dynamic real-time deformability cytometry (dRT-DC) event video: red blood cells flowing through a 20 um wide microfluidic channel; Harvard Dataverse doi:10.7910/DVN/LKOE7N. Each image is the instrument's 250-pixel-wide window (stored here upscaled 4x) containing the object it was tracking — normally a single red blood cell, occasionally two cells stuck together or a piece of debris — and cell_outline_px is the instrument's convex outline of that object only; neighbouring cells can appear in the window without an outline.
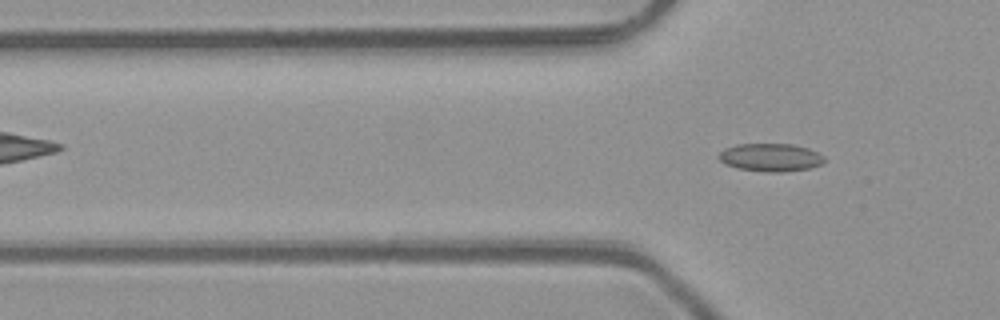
{"species": "common noctule bat (a hibernating species)", "species_latin": "Nyctalus noctula", "temperature_condition": "room temperature", "stored_images_in_passage": 6, "camera_frame_rate_fps": 3000, "um_per_image_px": 0.085, "animal": {"sex": "male", "body_mass_g": 23.1, "forearm_length_mm": 52.7}, "frame": {"image": 1, "passage_image": 6, "time_ms": 1.667, "image_size_px": [1000, 320], "cell_outline_px": [[824, 164], [808, 168], [784, 172], [768, 172], [740, 168], [724, 164], [716, 156], [724, 148], [736, 144], [792, 144], [808, 148], [824, 156]], "centroid_in_image_um": [65.48, 13.37], "position_along_channel_um": 60.3, "area_um2": 17.22}}